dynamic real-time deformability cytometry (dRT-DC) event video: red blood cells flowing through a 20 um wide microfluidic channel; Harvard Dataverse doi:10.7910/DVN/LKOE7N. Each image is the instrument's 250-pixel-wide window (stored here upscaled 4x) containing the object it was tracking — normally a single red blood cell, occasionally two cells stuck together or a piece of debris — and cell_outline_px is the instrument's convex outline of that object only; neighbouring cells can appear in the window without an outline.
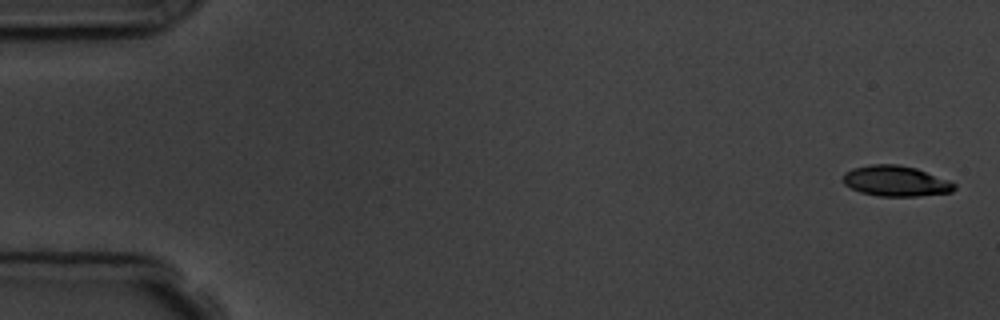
{"species": "common noctule bat (a hibernating species)", "species_latin": "Nyctalus noctula", "temperature_condition": "room temperature", "stored_images_in_passage": 4, "camera_frame_rate_fps": 3000, "um_per_image_px": 0.085, "animal": {"sex": "male", "body_mass_g": 19.5, "forearm_length_mm": 54.6}, "frame": {"image": 1, "passage_image": 1, "time_ms": 0.0, "image_size_px": [1000, 320], "cell_outline_px": [[956, 188], [952, 192], [916, 196], [880, 196], [860, 192], [844, 184], [840, 180], [844, 172], [852, 168], [872, 164], [896, 164], [916, 168], [948, 180], [956, 184]], "centroid_in_image_um": [76.1, 15.38], "position_along_channel_um": 8.9, "area_um2": 19.88}}
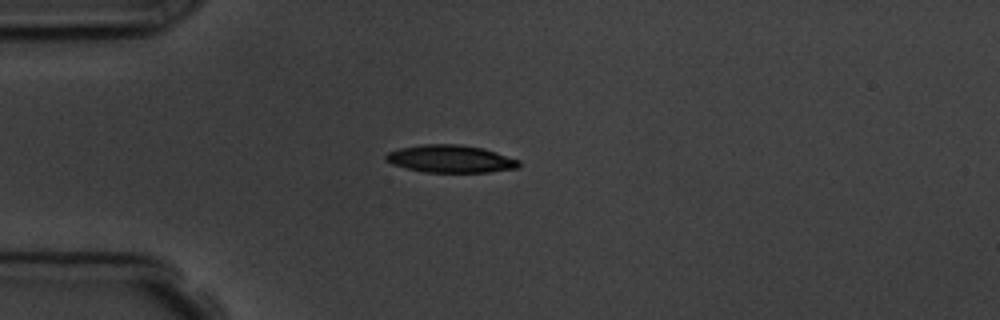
{"frame": {"image": 2, "passage_image": 4, "time_ms": 4.333, "image_size_px": [1000, 320], "cell_outline_px": [[520, 164], [516, 168], [488, 172], [424, 172], [392, 164], [384, 160], [384, 156], [388, 152], [400, 148], [424, 144], [460, 144], [484, 148], [520, 160]], "centroid_in_image_um": [38.29, 13.49], "position_along_channel_um": 46.7, "area_um2": 21.33}}